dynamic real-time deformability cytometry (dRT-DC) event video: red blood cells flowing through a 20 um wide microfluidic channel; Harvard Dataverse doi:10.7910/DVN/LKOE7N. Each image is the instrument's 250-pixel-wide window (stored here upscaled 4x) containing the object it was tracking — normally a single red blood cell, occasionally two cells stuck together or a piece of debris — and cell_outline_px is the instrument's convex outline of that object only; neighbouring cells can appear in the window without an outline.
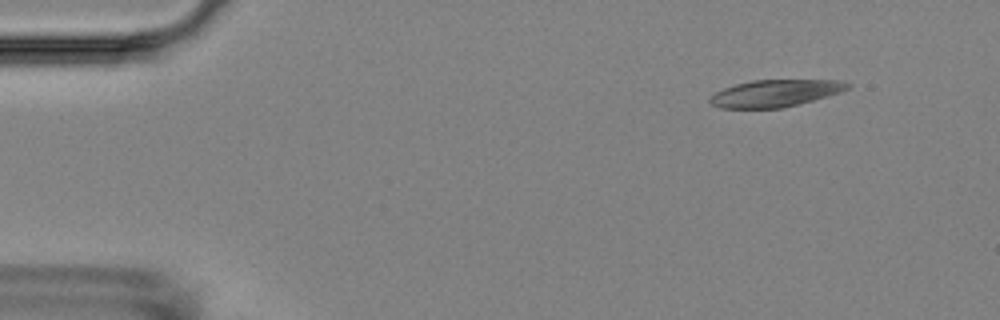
{"species": "Egyptian fruit bat (a non-hibernating species)", "species_latin": "Rousettus aegyptiacus", "temperature_condition": "room temperature", "stored_images_in_passage": 6, "camera_frame_rate_fps": 3000, "um_per_image_px": 0.085, "animal": {"sex": "female"}, "frame": {"image": 1, "passage_image": 2, "time_ms": 1.0, "image_size_px": [1000, 320], "cell_outline_px": [[852, 84], [848, 88], [840, 92], [812, 100], [780, 108], [720, 108], [712, 104], [708, 100], [716, 92], [724, 88], [736, 84], [752, 80], [840, 80]], "centroid_in_image_um": [65.88, 7.92], "position_along_channel_um": 19.1, "area_um2": 21.39}}
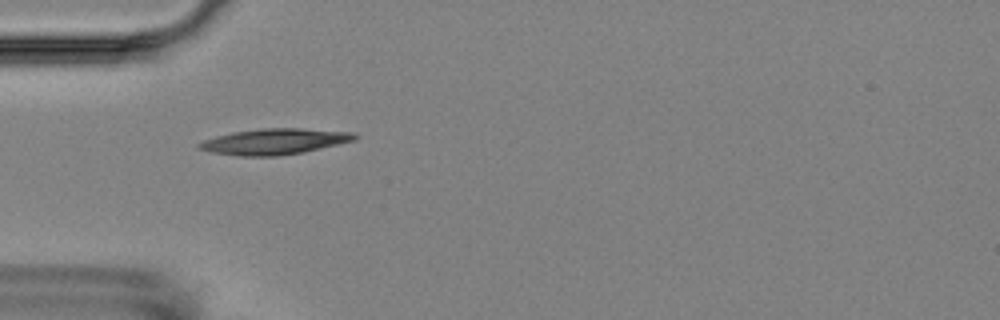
{"frame": {"image": 2, "passage_image": 5, "time_ms": 4.667, "image_size_px": [1000, 320], "cell_outline_px": [[360, 136], [356, 140], [304, 152], [276, 156], [240, 156], [212, 152], [196, 148], [196, 144], [204, 140], [216, 136], [232, 132], [260, 128], [300, 128], [356, 132]], "centroid_in_image_um": [23.36, 12.02], "position_along_channel_um": 61.6, "area_um2": 23.64}}